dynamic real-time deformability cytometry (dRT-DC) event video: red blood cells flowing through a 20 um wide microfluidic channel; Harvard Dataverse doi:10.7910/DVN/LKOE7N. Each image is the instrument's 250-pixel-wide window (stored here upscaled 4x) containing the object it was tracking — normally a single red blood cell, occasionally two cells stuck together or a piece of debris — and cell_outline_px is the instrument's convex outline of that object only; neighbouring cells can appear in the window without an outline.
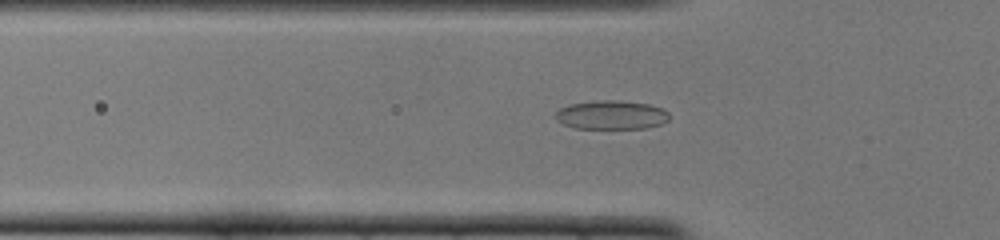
{"species": "common noctule bat (a hibernating species)", "species_latin": "Nyctalus noctula", "temperature_condition": "cold", "stored_images_in_passage": 52, "camera_frame_rate_fps": 3000, "um_per_image_px": 0.085, "animal": {"sex": "female", "body_mass_g": 22.0, "forearm_length_mm": 56.7}, "frame": {"image": 1, "passage_image": 17, "time_ms": 5.333, "image_size_px": [1000, 240], "cell_outline_px": [[668, 120], [664, 124], [644, 128], [576, 128], [564, 124], [556, 120], [556, 112], [560, 108], [568, 104], [600, 100], [616, 100], [648, 104], [664, 108], [668, 112]], "centroid_in_image_um": [51.99, 9.76], "position_along_channel_um": 73.8, "area_um2": 19.13}}
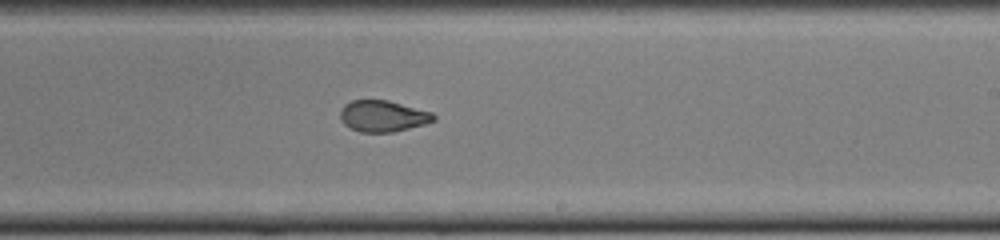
{"frame": {"image": 2, "passage_image": 31, "time_ms": 10.0, "image_size_px": [1000, 240], "cell_outline_px": [[436, 120], [424, 124], [392, 132], [360, 132], [348, 128], [340, 120], [340, 108], [344, 104], [352, 100], [388, 100], [432, 112], [436, 116]], "centroid_in_image_um": [32.51, 9.86], "position_along_channel_um": 256.5, "area_um2": 17.17}}
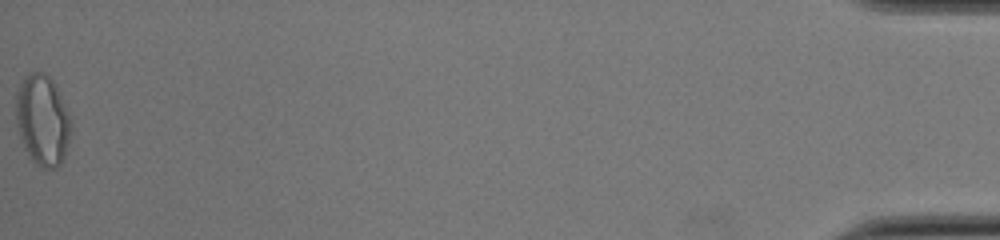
{"frame": {"image": 3, "passage_image": 52, "time_ms": 17.0, "image_size_px": [1000, 240], "cell_outline_px": [[72, 128], [64, 156], [60, 164], [56, 168], [44, 168], [36, 164], [32, 160], [24, 148], [16, 124], [16, 92], [20, 84], [28, 72], [44, 72], [52, 80], [60, 96], [72, 124]], "centroid_in_image_um": [3.59, 10.22], "position_along_channel_um": 431.6, "area_um2": 28.84}, "authors_computed_cell_mechanics": {"area_um2": 18.6983, "velocity_mm_per_s": 3.9084, "shape_relaxation_time_tau1_ms": 10.9364, "shape_relaxation_time_tau2_ms": 1.309, "deformation_change_tau1": 0.258, "deformation_change_tau2": 0.0662}}